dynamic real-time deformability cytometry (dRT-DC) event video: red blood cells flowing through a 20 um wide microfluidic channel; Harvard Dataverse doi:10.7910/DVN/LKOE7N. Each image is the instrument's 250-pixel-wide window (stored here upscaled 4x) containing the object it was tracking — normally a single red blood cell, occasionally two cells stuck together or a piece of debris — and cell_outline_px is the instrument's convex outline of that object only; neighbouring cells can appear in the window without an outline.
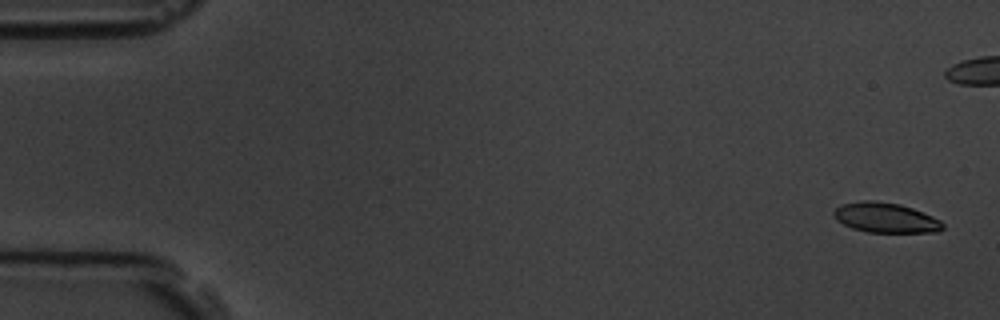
{"species": "common noctule bat (a hibernating species)", "species_latin": "Nyctalus noctula", "temperature_condition": "room temperature", "stored_images_in_passage": 8, "camera_frame_rate_fps": 3000, "um_per_image_px": 0.085, "animal": {"sex": "male", "body_mass_g": 19.5, "forearm_length_mm": 54.6}, "frame": {"image": 1, "passage_image": 1, "time_ms": 0.0, "image_size_px": [1000, 320], "cell_outline_px": [[944, 228], [940, 232], [868, 232], [852, 228], [836, 220], [832, 212], [836, 208], [844, 204], [864, 200], [876, 200], [900, 204], [912, 208], [932, 216], [940, 220], [944, 224]], "centroid_in_image_um": [75.29, 18.5], "position_along_channel_um": 9.7, "area_um2": 19.02}}
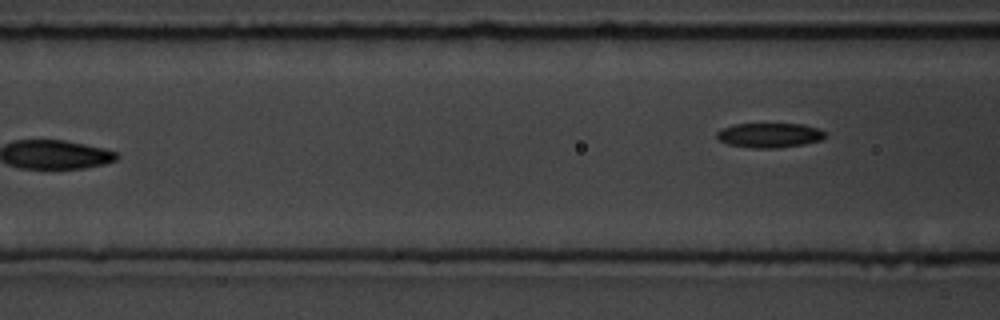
{"frame": {"image": 2, "passage_image": 8, "time_ms": 8.0, "image_size_px": [1000, 320], "cell_outline_px": [[828, 136], [824, 140], [804, 144], [776, 148], [752, 148], [728, 144], [720, 140], [716, 136], [716, 132], [720, 128], [732, 124], [804, 124], [816, 128], [824, 132]], "centroid_in_image_um": [65.41, 11.49], "position_along_channel_um": 101.2, "area_um2": 15.72}}